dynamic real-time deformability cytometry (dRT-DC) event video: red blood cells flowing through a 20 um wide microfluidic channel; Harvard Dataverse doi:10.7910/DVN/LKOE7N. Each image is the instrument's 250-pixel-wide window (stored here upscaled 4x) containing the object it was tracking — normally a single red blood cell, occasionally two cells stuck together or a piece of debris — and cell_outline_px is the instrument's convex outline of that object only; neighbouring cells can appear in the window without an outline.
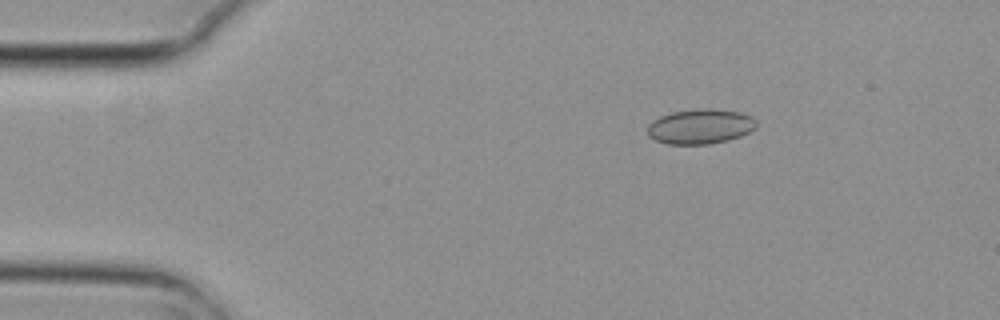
{"species": "common noctule bat (a hibernating species)", "species_latin": "Nyctalus noctula", "temperature_condition": "cold", "stored_images_in_passage": 4, "camera_frame_rate_fps": 3000, "um_per_image_px": 0.085, "animal": {"sex": "female", "body_mass_g": 29.2, "forearm_length_mm": 56.3}, "frame": {"image": 1, "passage_image": 2, "time_ms": 0.333, "image_size_px": [1000, 320], "cell_outline_px": [[756, 128], [740, 136], [728, 140], [708, 144], [668, 144], [656, 140], [648, 136], [648, 124], [652, 120], [660, 116], [672, 112], [704, 108], [708, 108], [740, 112], [752, 116], [756, 120]], "centroid_in_image_um": [59.52, 10.75], "position_along_channel_um": 25.5, "area_um2": 22.14}}